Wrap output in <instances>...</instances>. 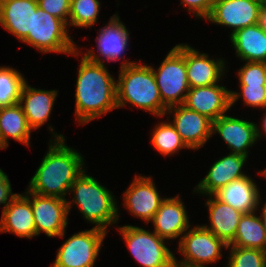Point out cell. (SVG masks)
Wrapping results in <instances>:
<instances>
[{"label":"cell","mask_w":266,"mask_h":267,"mask_svg":"<svg viewBox=\"0 0 266 267\" xmlns=\"http://www.w3.org/2000/svg\"><path fill=\"white\" fill-rule=\"evenodd\" d=\"M220 83L190 88L183 105L212 121L227 114V111L232 110L231 90Z\"/></svg>","instance_id":"cell-18"},{"label":"cell","mask_w":266,"mask_h":267,"mask_svg":"<svg viewBox=\"0 0 266 267\" xmlns=\"http://www.w3.org/2000/svg\"><path fill=\"white\" fill-rule=\"evenodd\" d=\"M16 194L12 192L11 182L7 173L0 168V206L3 204L2 210Z\"/></svg>","instance_id":"cell-36"},{"label":"cell","mask_w":266,"mask_h":267,"mask_svg":"<svg viewBox=\"0 0 266 267\" xmlns=\"http://www.w3.org/2000/svg\"><path fill=\"white\" fill-rule=\"evenodd\" d=\"M86 170L87 168L70 187L68 195H72V200L66 199L69 215L76 205L86 222L108 232V227L120 222L119 202L105 185L87 174Z\"/></svg>","instance_id":"cell-3"},{"label":"cell","mask_w":266,"mask_h":267,"mask_svg":"<svg viewBox=\"0 0 266 267\" xmlns=\"http://www.w3.org/2000/svg\"><path fill=\"white\" fill-rule=\"evenodd\" d=\"M27 79L11 66H0V108L19 103Z\"/></svg>","instance_id":"cell-29"},{"label":"cell","mask_w":266,"mask_h":267,"mask_svg":"<svg viewBox=\"0 0 266 267\" xmlns=\"http://www.w3.org/2000/svg\"><path fill=\"white\" fill-rule=\"evenodd\" d=\"M260 190L256 181L247 175L231 181L213 195L244 214L257 211L262 198Z\"/></svg>","instance_id":"cell-23"},{"label":"cell","mask_w":266,"mask_h":267,"mask_svg":"<svg viewBox=\"0 0 266 267\" xmlns=\"http://www.w3.org/2000/svg\"><path fill=\"white\" fill-rule=\"evenodd\" d=\"M37 3L40 9L58 17L68 25L71 0H37Z\"/></svg>","instance_id":"cell-34"},{"label":"cell","mask_w":266,"mask_h":267,"mask_svg":"<svg viewBox=\"0 0 266 267\" xmlns=\"http://www.w3.org/2000/svg\"><path fill=\"white\" fill-rule=\"evenodd\" d=\"M167 121L158 122L150 134V143L153 148L164 157L179 153L182 149H190L182 140L173 124Z\"/></svg>","instance_id":"cell-28"},{"label":"cell","mask_w":266,"mask_h":267,"mask_svg":"<svg viewBox=\"0 0 266 267\" xmlns=\"http://www.w3.org/2000/svg\"><path fill=\"white\" fill-rule=\"evenodd\" d=\"M107 231L92 227L65 239L50 267H94Z\"/></svg>","instance_id":"cell-10"},{"label":"cell","mask_w":266,"mask_h":267,"mask_svg":"<svg viewBox=\"0 0 266 267\" xmlns=\"http://www.w3.org/2000/svg\"><path fill=\"white\" fill-rule=\"evenodd\" d=\"M72 37L63 20L38 7L37 11L33 12L32 34H28L21 42L43 54L72 55L78 50V44Z\"/></svg>","instance_id":"cell-6"},{"label":"cell","mask_w":266,"mask_h":267,"mask_svg":"<svg viewBox=\"0 0 266 267\" xmlns=\"http://www.w3.org/2000/svg\"><path fill=\"white\" fill-rule=\"evenodd\" d=\"M192 225L179 241L177 252L182 258L175 256V267H209L222 259V249L228 245L203 225ZM193 227V228H192Z\"/></svg>","instance_id":"cell-7"},{"label":"cell","mask_w":266,"mask_h":267,"mask_svg":"<svg viewBox=\"0 0 266 267\" xmlns=\"http://www.w3.org/2000/svg\"><path fill=\"white\" fill-rule=\"evenodd\" d=\"M239 92L231 90V108L243 99L245 107H251L252 109L263 110L266 107V85H239Z\"/></svg>","instance_id":"cell-32"},{"label":"cell","mask_w":266,"mask_h":267,"mask_svg":"<svg viewBox=\"0 0 266 267\" xmlns=\"http://www.w3.org/2000/svg\"><path fill=\"white\" fill-rule=\"evenodd\" d=\"M257 211L244 213L238 223L234 240L228 246L266 251V233Z\"/></svg>","instance_id":"cell-27"},{"label":"cell","mask_w":266,"mask_h":267,"mask_svg":"<svg viewBox=\"0 0 266 267\" xmlns=\"http://www.w3.org/2000/svg\"><path fill=\"white\" fill-rule=\"evenodd\" d=\"M31 202L35 222L36 235L44 233L47 237L65 238L68 225V207L66 200L43 196L27 189L23 193Z\"/></svg>","instance_id":"cell-11"},{"label":"cell","mask_w":266,"mask_h":267,"mask_svg":"<svg viewBox=\"0 0 266 267\" xmlns=\"http://www.w3.org/2000/svg\"><path fill=\"white\" fill-rule=\"evenodd\" d=\"M226 267H266V251L228 246Z\"/></svg>","instance_id":"cell-31"},{"label":"cell","mask_w":266,"mask_h":267,"mask_svg":"<svg viewBox=\"0 0 266 267\" xmlns=\"http://www.w3.org/2000/svg\"><path fill=\"white\" fill-rule=\"evenodd\" d=\"M155 185L152 176L135 174L129 187L123 192L124 203L122 206L133 217H137L147 224L166 198L159 194L158 186Z\"/></svg>","instance_id":"cell-13"},{"label":"cell","mask_w":266,"mask_h":267,"mask_svg":"<svg viewBox=\"0 0 266 267\" xmlns=\"http://www.w3.org/2000/svg\"><path fill=\"white\" fill-rule=\"evenodd\" d=\"M31 132L19 103L0 108V150L8 148L10 138L30 148Z\"/></svg>","instance_id":"cell-26"},{"label":"cell","mask_w":266,"mask_h":267,"mask_svg":"<svg viewBox=\"0 0 266 267\" xmlns=\"http://www.w3.org/2000/svg\"><path fill=\"white\" fill-rule=\"evenodd\" d=\"M219 135L227 144L229 153L250 154V149L258 143L255 122L237 116L223 115L213 121L212 135Z\"/></svg>","instance_id":"cell-17"},{"label":"cell","mask_w":266,"mask_h":267,"mask_svg":"<svg viewBox=\"0 0 266 267\" xmlns=\"http://www.w3.org/2000/svg\"><path fill=\"white\" fill-rule=\"evenodd\" d=\"M117 76V107H137L155 117L164 118L167 107L161 101L151 65L141 62L119 68ZM128 104V105H127Z\"/></svg>","instance_id":"cell-4"},{"label":"cell","mask_w":266,"mask_h":267,"mask_svg":"<svg viewBox=\"0 0 266 267\" xmlns=\"http://www.w3.org/2000/svg\"><path fill=\"white\" fill-rule=\"evenodd\" d=\"M263 202L264 201H262V199H261L259 202L260 207L257 208V211H258L257 213H260L259 216L261 218V222H262V225H263V227L265 229V233H266V201L264 202V204H263ZM261 203L263 205H261Z\"/></svg>","instance_id":"cell-39"},{"label":"cell","mask_w":266,"mask_h":267,"mask_svg":"<svg viewBox=\"0 0 266 267\" xmlns=\"http://www.w3.org/2000/svg\"><path fill=\"white\" fill-rule=\"evenodd\" d=\"M1 213L0 233L26 239L37 236L31 202L23 193H17Z\"/></svg>","instance_id":"cell-20"},{"label":"cell","mask_w":266,"mask_h":267,"mask_svg":"<svg viewBox=\"0 0 266 267\" xmlns=\"http://www.w3.org/2000/svg\"><path fill=\"white\" fill-rule=\"evenodd\" d=\"M214 0H180V5L197 19H206L212 9Z\"/></svg>","instance_id":"cell-35"},{"label":"cell","mask_w":266,"mask_h":267,"mask_svg":"<svg viewBox=\"0 0 266 267\" xmlns=\"http://www.w3.org/2000/svg\"><path fill=\"white\" fill-rule=\"evenodd\" d=\"M47 128L52 134L48 142V150L26 189L38 195L66 200L70 187L88 167H85V159L80 151L65 143L63 134L55 132L54 126L50 124Z\"/></svg>","instance_id":"cell-1"},{"label":"cell","mask_w":266,"mask_h":267,"mask_svg":"<svg viewBox=\"0 0 266 267\" xmlns=\"http://www.w3.org/2000/svg\"><path fill=\"white\" fill-rule=\"evenodd\" d=\"M186 208L179 194L166 197L149 221L154 227L153 231L168 242L179 237L178 240H181L182 235L192 226Z\"/></svg>","instance_id":"cell-15"},{"label":"cell","mask_w":266,"mask_h":267,"mask_svg":"<svg viewBox=\"0 0 266 267\" xmlns=\"http://www.w3.org/2000/svg\"><path fill=\"white\" fill-rule=\"evenodd\" d=\"M193 46L185 43V64L189 88L208 86L222 82L226 78L227 63L225 58L209 57L208 53H200ZM222 58V59H221Z\"/></svg>","instance_id":"cell-16"},{"label":"cell","mask_w":266,"mask_h":267,"mask_svg":"<svg viewBox=\"0 0 266 267\" xmlns=\"http://www.w3.org/2000/svg\"><path fill=\"white\" fill-rule=\"evenodd\" d=\"M256 25L266 32V0H262L259 6Z\"/></svg>","instance_id":"cell-37"},{"label":"cell","mask_w":266,"mask_h":267,"mask_svg":"<svg viewBox=\"0 0 266 267\" xmlns=\"http://www.w3.org/2000/svg\"><path fill=\"white\" fill-rule=\"evenodd\" d=\"M37 0H0V26L22 41L32 34L33 12Z\"/></svg>","instance_id":"cell-22"},{"label":"cell","mask_w":266,"mask_h":267,"mask_svg":"<svg viewBox=\"0 0 266 267\" xmlns=\"http://www.w3.org/2000/svg\"><path fill=\"white\" fill-rule=\"evenodd\" d=\"M161 101L169 108L183 104L189 91L185 64V43L173 46L159 67H152Z\"/></svg>","instance_id":"cell-8"},{"label":"cell","mask_w":266,"mask_h":267,"mask_svg":"<svg viewBox=\"0 0 266 267\" xmlns=\"http://www.w3.org/2000/svg\"><path fill=\"white\" fill-rule=\"evenodd\" d=\"M98 35L96 36V46L92 49H86V52H83L82 49L78 46V50L83 54L88 60H91L95 63L105 64L110 62H121L119 68L133 65L137 61H131L126 58V50L130 44V32L128 31L126 25L120 20L119 13H114L110 20L105 26L98 29ZM97 47V50H96ZM81 50V51H80ZM98 53L96 54V51ZM125 56H123L124 54ZM123 58V59H122ZM130 60V61H129Z\"/></svg>","instance_id":"cell-9"},{"label":"cell","mask_w":266,"mask_h":267,"mask_svg":"<svg viewBox=\"0 0 266 267\" xmlns=\"http://www.w3.org/2000/svg\"><path fill=\"white\" fill-rule=\"evenodd\" d=\"M101 10L99 0H71L68 29L70 27L90 28L98 23Z\"/></svg>","instance_id":"cell-30"},{"label":"cell","mask_w":266,"mask_h":267,"mask_svg":"<svg viewBox=\"0 0 266 267\" xmlns=\"http://www.w3.org/2000/svg\"><path fill=\"white\" fill-rule=\"evenodd\" d=\"M236 74L239 85H266L265 62H245Z\"/></svg>","instance_id":"cell-33"},{"label":"cell","mask_w":266,"mask_h":267,"mask_svg":"<svg viewBox=\"0 0 266 267\" xmlns=\"http://www.w3.org/2000/svg\"><path fill=\"white\" fill-rule=\"evenodd\" d=\"M261 2L262 0H214L211 12L205 20L231 29V36L236 31L257 23Z\"/></svg>","instance_id":"cell-14"},{"label":"cell","mask_w":266,"mask_h":267,"mask_svg":"<svg viewBox=\"0 0 266 267\" xmlns=\"http://www.w3.org/2000/svg\"><path fill=\"white\" fill-rule=\"evenodd\" d=\"M58 90H45L28 85H23L19 104L26 116L29 127L34 131L40 129L45 123L48 124Z\"/></svg>","instance_id":"cell-21"},{"label":"cell","mask_w":266,"mask_h":267,"mask_svg":"<svg viewBox=\"0 0 266 267\" xmlns=\"http://www.w3.org/2000/svg\"><path fill=\"white\" fill-rule=\"evenodd\" d=\"M258 174L261 175V177L263 176L264 178H266V168L264 170H259Z\"/></svg>","instance_id":"cell-40"},{"label":"cell","mask_w":266,"mask_h":267,"mask_svg":"<svg viewBox=\"0 0 266 267\" xmlns=\"http://www.w3.org/2000/svg\"><path fill=\"white\" fill-rule=\"evenodd\" d=\"M248 158L235 153H227L226 156L217 158L218 160L211 164L207 175L193 188V193L199 196L213 195L231 181L247 176L243 169Z\"/></svg>","instance_id":"cell-19"},{"label":"cell","mask_w":266,"mask_h":267,"mask_svg":"<svg viewBox=\"0 0 266 267\" xmlns=\"http://www.w3.org/2000/svg\"><path fill=\"white\" fill-rule=\"evenodd\" d=\"M229 38L238 60L266 63V32L256 24L236 31Z\"/></svg>","instance_id":"cell-25"},{"label":"cell","mask_w":266,"mask_h":267,"mask_svg":"<svg viewBox=\"0 0 266 267\" xmlns=\"http://www.w3.org/2000/svg\"><path fill=\"white\" fill-rule=\"evenodd\" d=\"M263 111H266V107L264 108ZM261 121H262V122H260L261 127L259 126L258 123L255 122L257 141H260V139L263 138L262 136H264L263 133H261V132H264L266 135V112L263 113V118L261 117Z\"/></svg>","instance_id":"cell-38"},{"label":"cell","mask_w":266,"mask_h":267,"mask_svg":"<svg viewBox=\"0 0 266 267\" xmlns=\"http://www.w3.org/2000/svg\"><path fill=\"white\" fill-rule=\"evenodd\" d=\"M80 55L75 80V119L78 126H83L118 109L117 79L108 71L106 64L88 60L79 50L72 53L77 58Z\"/></svg>","instance_id":"cell-2"},{"label":"cell","mask_w":266,"mask_h":267,"mask_svg":"<svg viewBox=\"0 0 266 267\" xmlns=\"http://www.w3.org/2000/svg\"><path fill=\"white\" fill-rule=\"evenodd\" d=\"M116 227L130 255L141 267H175V254L154 231L131 224Z\"/></svg>","instance_id":"cell-5"},{"label":"cell","mask_w":266,"mask_h":267,"mask_svg":"<svg viewBox=\"0 0 266 267\" xmlns=\"http://www.w3.org/2000/svg\"><path fill=\"white\" fill-rule=\"evenodd\" d=\"M206 196L205 206L208 210V221L210 222L208 225H202L229 245L234 240L243 213L218 200L214 195Z\"/></svg>","instance_id":"cell-24"},{"label":"cell","mask_w":266,"mask_h":267,"mask_svg":"<svg viewBox=\"0 0 266 267\" xmlns=\"http://www.w3.org/2000/svg\"><path fill=\"white\" fill-rule=\"evenodd\" d=\"M165 116L173 124L185 144L193 151L204 147L213 137V121L183 104L169 107Z\"/></svg>","instance_id":"cell-12"}]
</instances>
